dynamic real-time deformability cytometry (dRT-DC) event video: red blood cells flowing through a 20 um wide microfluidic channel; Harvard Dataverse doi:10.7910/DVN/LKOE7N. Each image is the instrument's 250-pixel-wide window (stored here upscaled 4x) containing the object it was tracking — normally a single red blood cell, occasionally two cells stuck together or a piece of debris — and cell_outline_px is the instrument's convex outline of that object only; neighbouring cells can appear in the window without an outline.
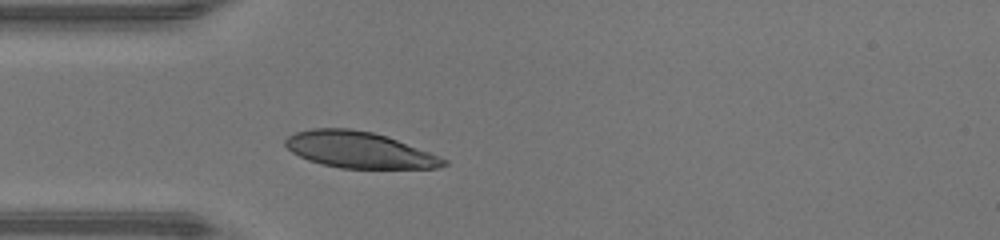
{"species": "human", "species_latin": "Homo sapiens", "temperature_condition": "warm", "stored_images_in_passage": 26, "camera_frame_rate_fps": 3000, "um_per_image_px": 0.085, "donor": {"sex": "male"}, "frame": {"image": 1, "passage_image": 1, "time_ms": 0.0, "image_size_px": [1000, 240], "cell_outline_px": [[448, 164], [436, 168], [340, 168], [320, 164], [308, 160], [292, 152], [284, 144], [284, 140], [288, 136], [296, 132], [312, 128], [348, 128], [372, 132], [396, 140], [428, 152], [448, 160]], "centroid_in_image_um": [30.48, 12.74], "position_along_channel_um": 54.5, "area_um2": 33.06}}
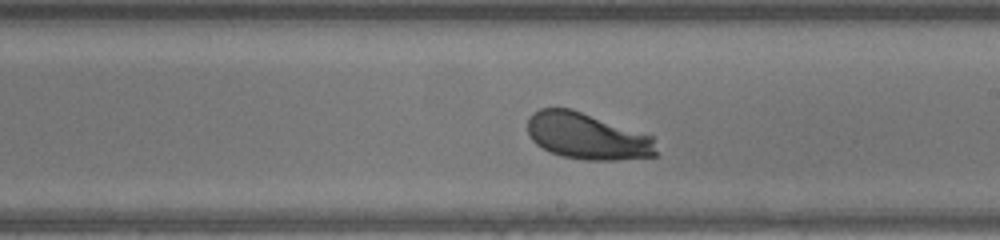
{"frame": {"image": 2, "passage_image": 14, "time_ms": 4.333, "image_size_px": [1000, 240], "cell_outline_px": [[660, 156], [616, 160], [588, 160], [564, 156], [552, 152], [536, 144], [532, 140], [528, 132], [528, 116], [532, 112], [540, 108], [572, 108], [652, 136]], "centroid_in_image_um": [49.92, 11.57], "position_along_channel_um": 239.1, "area_um2": 34.91}}
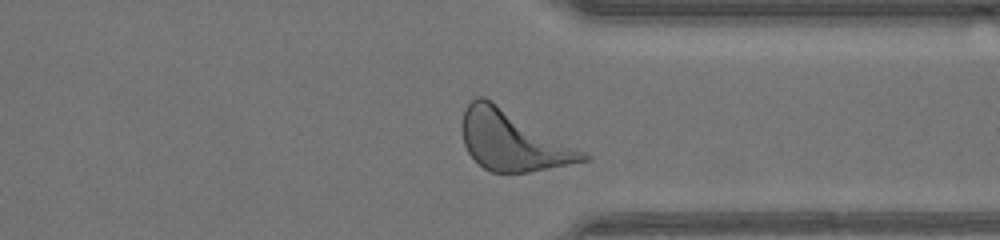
{"frame": {"image": 3, "passage_image": 23, "time_ms": 7.333, "image_size_px": [1000, 240], "cell_outline_px": [[592, 156], [588, 160], [528, 172], [492, 172], [484, 168], [468, 152], [464, 144], [460, 124], [464, 108], [476, 96], [484, 96]], "centroid_in_image_um": [43.52, 11.94], "position_along_channel_um": 367.9, "area_um2": 41.67}, "authors_computed_cell_mechanics": {"area_um2": 35.1135, "velocity_mm_per_s": 4.3641, "shape_relaxation_time_tau1_ms": 1.4692, "shape_relaxation_time_tau2_ms": null, "deformation_change_tau1": 0.1516, "deformation_change_tau2": null}}